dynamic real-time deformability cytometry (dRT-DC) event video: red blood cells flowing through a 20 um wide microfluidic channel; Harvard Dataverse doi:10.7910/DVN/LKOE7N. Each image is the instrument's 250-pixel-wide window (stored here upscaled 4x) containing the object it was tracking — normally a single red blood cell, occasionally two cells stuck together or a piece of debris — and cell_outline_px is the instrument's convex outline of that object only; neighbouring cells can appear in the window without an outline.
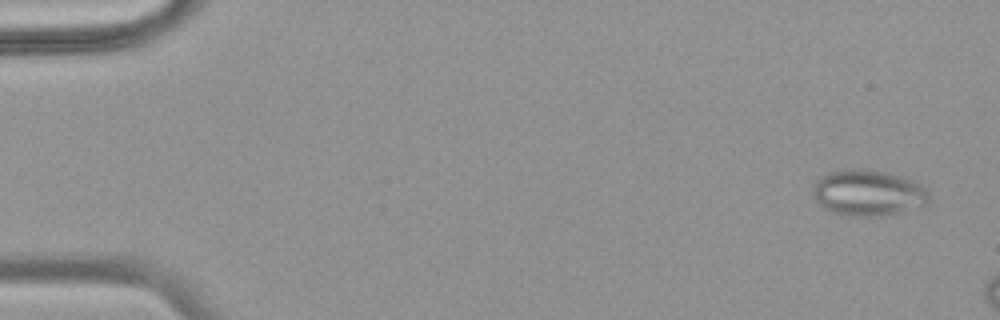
{"species": "common noctule bat (a hibernating species)", "species_latin": "Nyctalus noctula", "temperature_condition": "warm", "stored_images_in_passage": 10, "camera_frame_rate_fps": 3000, "um_per_image_px": 0.085, "animal": {"sex": "female", "body_mass_g": 18.4}, "frame": {"image": 1, "passage_image": 2, "time_ms": 0.333, "image_size_px": [1000, 320], "cell_outline_px": [[928, 204], [900, 212], [880, 216], [852, 216], [832, 212], [824, 208], [816, 200], [812, 192], [812, 188], [816, 180], [820, 176], [828, 172], [852, 168], [860, 168], [888, 172], [912, 180], [920, 184], [928, 192]], "centroid_in_image_um": [73.76, 16.38], "position_along_channel_um": 11.2, "area_um2": 31.21}}